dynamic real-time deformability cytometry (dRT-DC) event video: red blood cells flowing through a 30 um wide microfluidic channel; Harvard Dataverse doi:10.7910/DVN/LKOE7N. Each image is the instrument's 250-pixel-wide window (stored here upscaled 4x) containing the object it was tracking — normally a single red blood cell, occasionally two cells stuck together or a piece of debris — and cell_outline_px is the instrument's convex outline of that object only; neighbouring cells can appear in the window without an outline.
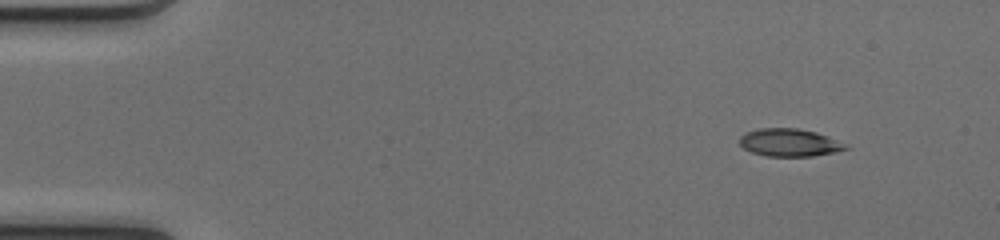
{"species": "common noctule bat (a hibernating species)", "species_latin": "Nyctalus noctula", "temperature_condition": "cold", "stored_images_in_passage": 46, "camera_frame_rate_fps": 3000, "um_per_image_px": 0.085, "animal": {"sex": "female", "body_mass_g": 17.0, "forearm_length_mm": 48.0}, "frame": {"image": 1, "passage_image": 1, "time_ms": 0.0, "image_size_px": [1000, 240], "cell_outline_px": [[852, 148], [836, 152], [812, 156], [768, 156], [752, 152], [744, 148], [740, 144], [740, 136], [744, 132], [760, 128], [796, 128], [816, 132], [828, 136], [848, 144]], "centroid_in_image_um": [67.15, 12.11], "position_along_channel_um": 17.9, "area_um2": 17.28}}
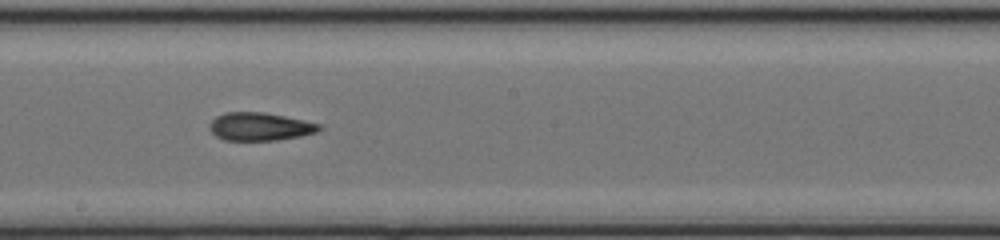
{"frame": {"image": 2, "passage_image": 24, "time_ms": 7.667, "image_size_px": [1000, 240], "cell_outline_px": [[324, 128], [316, 132], [300, 136], [276, 140], [224, 140], [216, 136], [208, 128], [208, 124], [216, 116], [224, 112], [264, 112], [324, 124]], "centroid_in_image_um": [22.11, 10.75], "position_along_channel_um": 226.1, "area_um2": 18.09}}
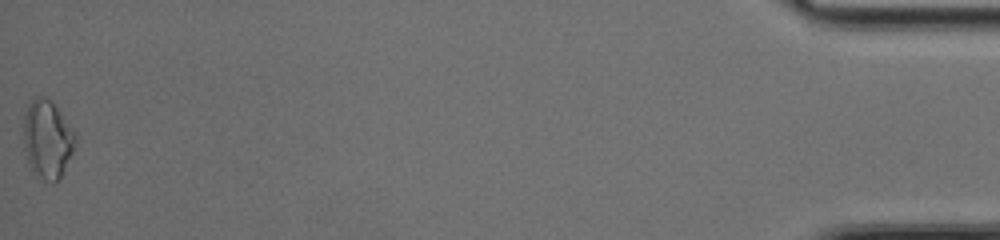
{"frame": {"image": 3, "passage_image": 46, "time_ms": 15.0, "image_size_px": [1000, 240], "cell_outline_px": [[76, 144], [60, 176], [52, 184], [44, 180], [32, 172], [24, 148], [24, 116], [28, 104], [36, 96], [44, 96], [52, 100], [76, 132]], "centroid_in_image_um": [4.03, 11.8], "position_along_channel_um": 431.2, "area_um2": 23.64}, "authors_computed_cell_mechanics": {"area_um2": 18.0914, "velocity_mm_per_s": 4.1504, "shape_relaxation_time_tau1_ms": null, "shape_relaxation_time_tau2_ms": 2.4481, "deformation_change_tau1": null, "deformation_change_tau2": 0.1091}}